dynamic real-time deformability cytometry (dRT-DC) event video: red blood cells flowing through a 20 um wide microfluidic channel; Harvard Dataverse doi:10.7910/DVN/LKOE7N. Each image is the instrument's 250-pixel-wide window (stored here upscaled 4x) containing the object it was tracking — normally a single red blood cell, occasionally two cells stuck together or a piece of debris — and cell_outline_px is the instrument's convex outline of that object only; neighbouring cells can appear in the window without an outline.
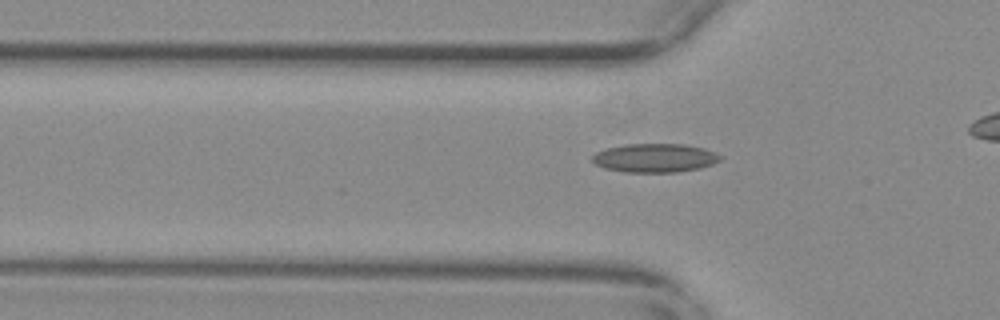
{"species": "common noctule bat (a hibernating species)", "species_latin": "Nyctalus noctula", "temperature_condition": "warm", "stored_images_in_passage": 16, "camera_frame_rate_fps": 3000, "um_per_image_px": 0.085, "animal": {"sex": "female", "body_mass_g": 29.2, "forearm_length_mm": 56.3}, "frame": {"image": 1, "passage_image": 3, "time_ms": 0.667, "image_size_px": [1000, 320], "cell_outline_px": [[724, 156], [720, 160], [712, 164], [700, 168], [676, 172], [624, 172], [604, 168], [596, 164], [592, 160], [592, 156], [596, 152], [604, 148], [624, 144], [684, 144], [704, 148], [716, 152]], "centroid_in_image_um": [55.67, 13.42], "position_along_channel_um": 70.1, "area_um2": 21.62}}
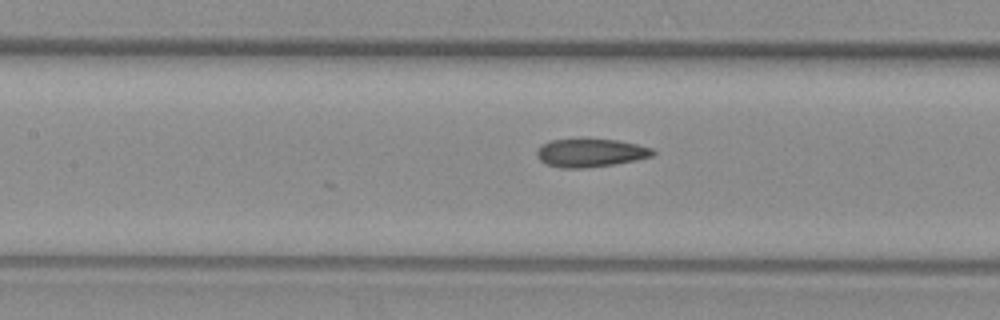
{"frame": {"image": 2, "passage_image": 10, "time_ms": 3.0, "image_size_px": [1000, 320], "cell_outline_px": [[656, 152], [652, 156], [612, 164], [584, 168], [560, 168], [544, 164], [536, 156], [536, 152], [540, 144], [548, 140], [616, 140], [636, 144], [652, 148]], "centroid_in_image_um": [50.11, 13.0], "position_along_channel_um": 157.3, "area_um2": 18.84}}
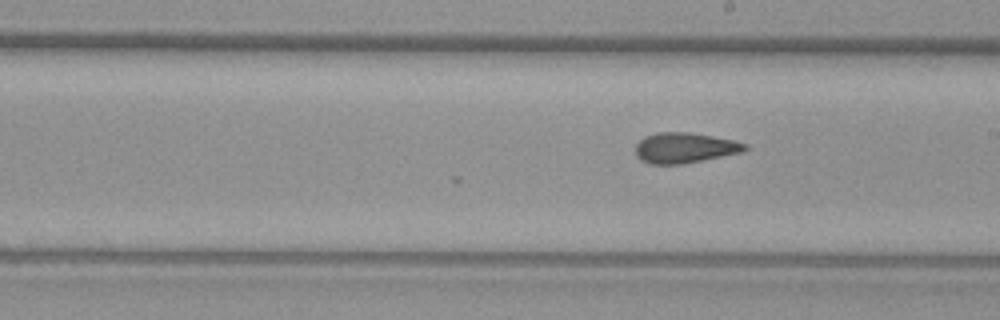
{"frame": {"image": 3, "passage_image": 16, "time_ms": 5.0, "image_size_px": [1000, 320], "cell_outline_px": [[748, 148], [744, 152], [680, 164], [648, 164], [640, 160], [636, 156], [636, 144], [644, 136], [656, 132], [688, 132], [712, 136], [732, 140], [748, 144]], "centroid_in_image_um": [58.18, 12.56], "position_along_channel_um": 230.8, "area_um2": 19.42}}